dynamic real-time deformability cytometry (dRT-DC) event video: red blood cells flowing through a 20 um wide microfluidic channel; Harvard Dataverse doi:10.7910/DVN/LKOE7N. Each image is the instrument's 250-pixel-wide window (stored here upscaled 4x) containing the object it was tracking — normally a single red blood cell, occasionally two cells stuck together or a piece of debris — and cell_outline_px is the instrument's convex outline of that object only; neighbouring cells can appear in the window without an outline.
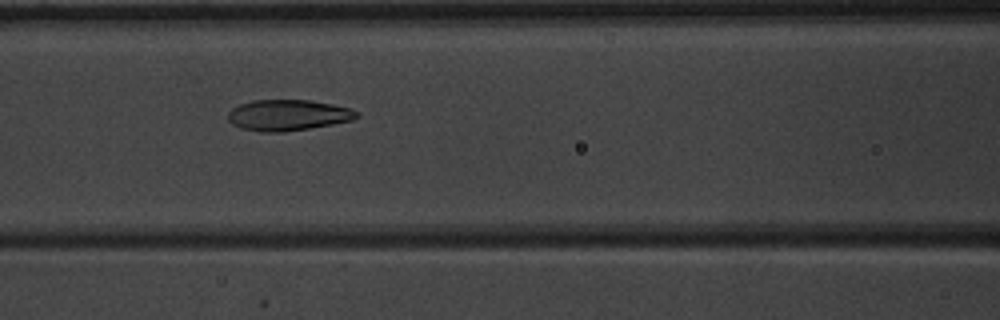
{"species": "common noctule bat (a hibernating species)", "species_latin": "Nyctalus noctula", "temperature_condition": "warm", "stored_images_in_passage": 34, "camera_frame_rate_fps": 3000, "um_per_image_px": 0.085, "animal": {"sex": "male", "body_mass_g": 20.1, "forearm_length_mm": 53.5}, "frame": {"image": 1, "passage_image": 12, "time_ms": 3.667, "image_size_px": [1000, 320], "cell_outline_px": [[360, 116], [352, 120], [332, 124], [308, 128], [280, 132], [260, 132], [240, 128], [232, 124], [228, 120], [228, 112], [232, 108], [240, 104], [252, 100], [308, 100], [332, 104], [348, 108], [360, 112]], "centroid_in_image_um": [24.45, 9.78], "position_along_channel_um": 142.1, "area_um2": 23.18}}
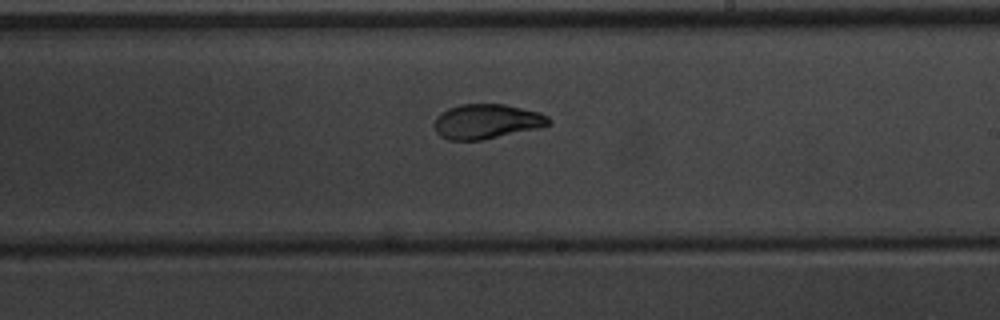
{"frame": {"image": 2, "passage_image": 20, "time_ms": 6.333, "image_size_px": [1000, 320], "cell_outline_px": [[552, 120], [548, 124], [536, 128], [480, 140], [448, 140], [440, 136], [436, 132], [432, 124], [436, 116], [440, 112], [448, 108], [460, 104], [504, 104], [540, 112], [548, 116]], "centroid_in_image_um": [41.3, 10.31], "position_along_channel_um": 247.7, "area_um2": 23.12}}
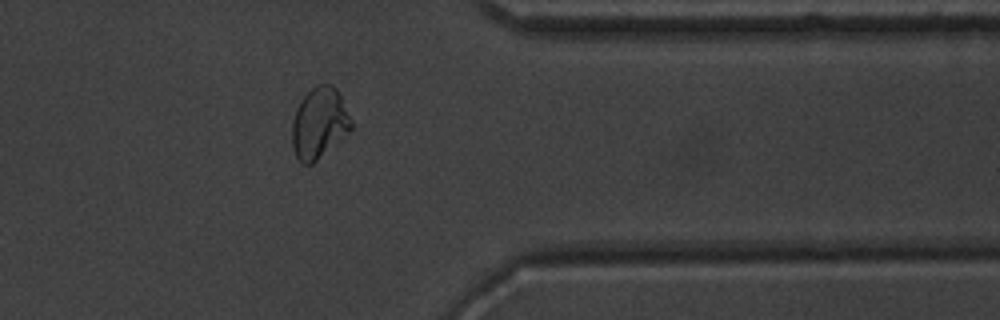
{"frame": {"image": 3, "passage_image": 31, "time_ms": 10.0, "image_size_px": [1000, 320], "cell_outline_px": [[352, 128], [348, 132], [312, 164], [300, 164], [296, 156], [292, 144], [292, 120], [296, 108], [300, 100], [312, 88], [320, 84], [332, 84], [336, 88], [352, 120]], "centroid_in_image_um": [27.11, 10.46], "position_along_channel_um": 384.3, "area_um2": 24.22}, "authors_computed_cell_mechanics": {"area_um2": 23.4379, "velocity_mm_per_s": 3.9586, "shape_relaxation_time_tau1_ms": 5.6595, "shape_relaxation_time_tau2_ms": 1.2564, "deformation_change_tau1": 0.2059, "deformation_change_tau2": 0.0462}}